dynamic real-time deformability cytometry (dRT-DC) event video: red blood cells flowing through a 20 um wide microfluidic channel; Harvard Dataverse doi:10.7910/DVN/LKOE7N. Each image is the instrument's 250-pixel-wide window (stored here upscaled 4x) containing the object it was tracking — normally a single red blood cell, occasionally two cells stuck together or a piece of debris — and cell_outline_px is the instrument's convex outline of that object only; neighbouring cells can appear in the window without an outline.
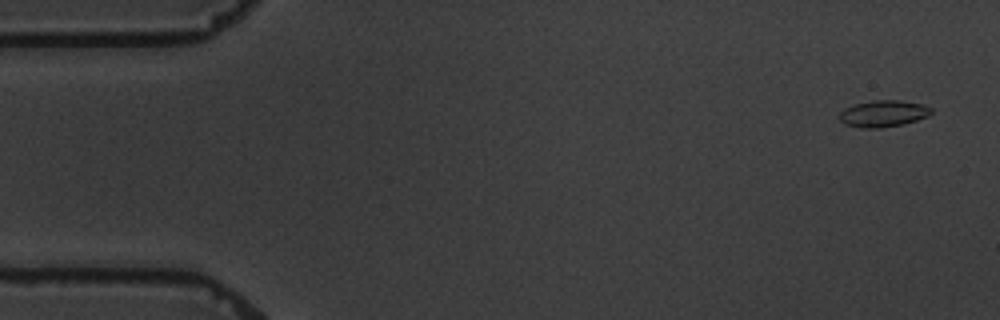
{"species": "common noctule bat (a hibernating species)", "species_latin": "Nyctalus noctula", "temperature_condition": "warm", "stored_images_in_passage": 4, "camera_frame_rate_fps": 3000, "um_per_image_px": 0.085, "animal": {"sex": "male", "body_mass_g": 19.5, "forearm_length_mm": 54.6}, "frame": {"image": 1, "passage_image": 1, "time_ms": 0.0, "image_size_px": [1000, 320], "cell_outline_px": [[932, 112], [928, 116], [904, 124], [880, 128], [860, 128], [844, 124], [840, 120], [840, 112], [844, 108], [856, 104], [872, 100], [900, 100], [924, 104], [932, 108]], "centroid_in_image_um": [75.09, 9.65], "position_along_channel_um": 9.9, "area_um2": 14.33}}
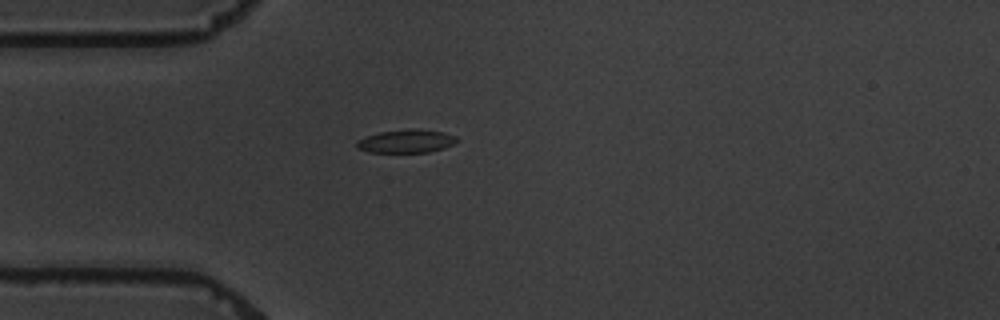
{"frame": {"image": 2, "passage_image": 4, "time_ms": 4.333, "image_size_px": [1000, 320], "cell_outline_px": [[460, 140], [444, 148], [428, 152], [368, 152], [356, 148], [356, 144], [360, 140], [368, 136], [380, 132], [408, 128], [416, 128], [444, 132], [456, 136]], "centroid_in_image_um": [34.58, 11.99], "position_along_channel_um": 50.4, "area_um2": 13.58}}